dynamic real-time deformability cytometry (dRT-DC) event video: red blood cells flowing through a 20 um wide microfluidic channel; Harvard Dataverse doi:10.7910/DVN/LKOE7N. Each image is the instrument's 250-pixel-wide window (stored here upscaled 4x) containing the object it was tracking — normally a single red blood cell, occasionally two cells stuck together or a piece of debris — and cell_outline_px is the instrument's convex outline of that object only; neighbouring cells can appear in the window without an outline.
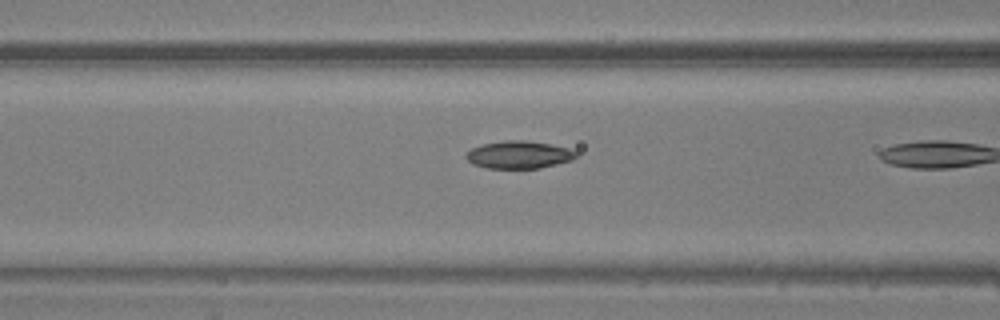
{"species": "common noctule bat (a hibernating species)", "species_latin": "Nyctalus noctula", "temperature_condition": "warm", "stored_images_in_passage": 11, "camera_frame_rate_fps": 3000, "um_per_image_px": 0.085, "animal": {"sex": "male", "body_mass_g": 20.5, "forearm_length_mm": 52.5}, "frame": {"image": 1, "passage_image": 10, "time_ms": 3.0, "image_size_px": [1000, 320], "cell_outline_px": [[576, 156], [572, 160], [540, 168], [488, 168], [472, 164], [464, 156], [472, 148], [484, 144], [504, 140], [524, 140], [552, 144], [568, 148], [576, 152]], "centroid_in_image_um": [44.1, 13.15], "position_along_channel_um": 122.5, "area_um2": 17.57}}